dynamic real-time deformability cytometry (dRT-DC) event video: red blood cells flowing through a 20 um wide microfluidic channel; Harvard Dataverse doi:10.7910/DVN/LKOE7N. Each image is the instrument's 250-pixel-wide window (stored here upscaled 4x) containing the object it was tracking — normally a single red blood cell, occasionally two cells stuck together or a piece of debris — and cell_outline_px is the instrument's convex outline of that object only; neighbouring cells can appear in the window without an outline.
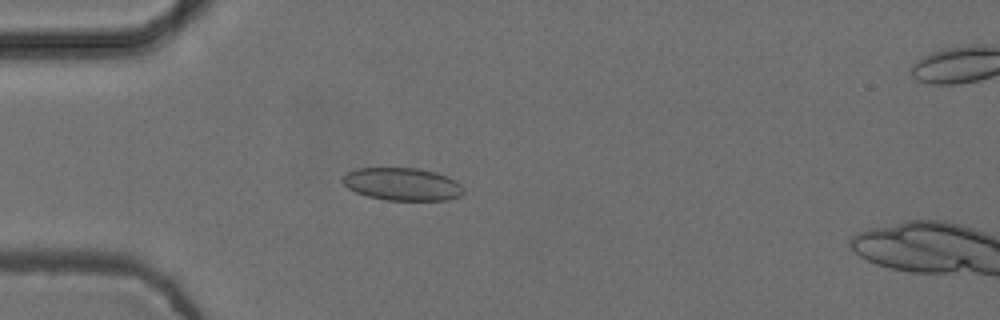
{"species": "common noctule bat (a hibernating species)", "species_latin": "Nyctalus noctula", "temperature_condition": "cold", "stored_images_in_passage": 54, "camera_frame_rate_fps": 3000, "um_per_image_px": 0.085, "animal": {"sex": "female", "body_mass_g": 24.6, "forearm_length_mm": 56.2}, "frame": {"image": 1, "passage_image": 15, "time_ms": 4.667, "image_size_px": [1000, 320], "cell_outline_px": [[464, 192], [460, 196], [448, 200], [384, 200], [368, 196], [356, 192], [348, 188], [340, 180], [348, 172], [356, 168], [416, 168], [436, 172], [448, 176], [456, 180], [464, 188]], "centroid_in_image_um": [34.21, 15.65], "position_along_channel_um": 50.8, "area_um2": 23.18}}
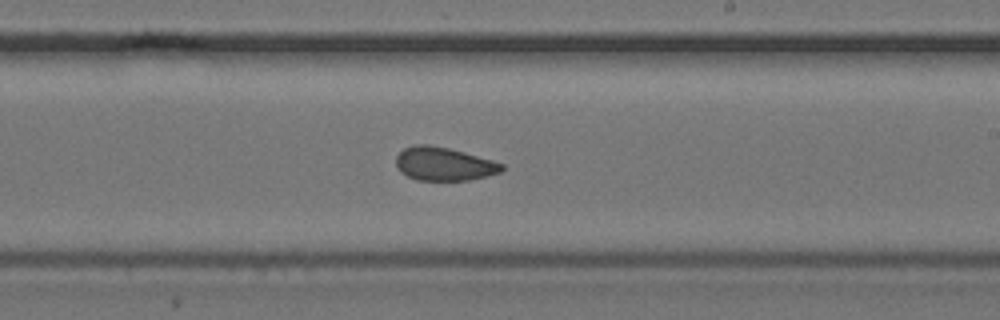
{"frame": {"image": 2, "passage_image": 32, "time_ms": 10.333, "image_size_px": [1000, 320], "cell_outline_px": [[504, 168], [500, 172], [488, 176], [468, 180], [416, 180], [400, 172], [396, 168], [396, 156], [404, 148], [416, 144], [428, 144], [448, 148], [464, 152], [492, 160], [504, 164]], "centroid_in_image_um": [37.71, 13.93], "position_along_channel_um": 251.3, "area_um2": 20.63}}
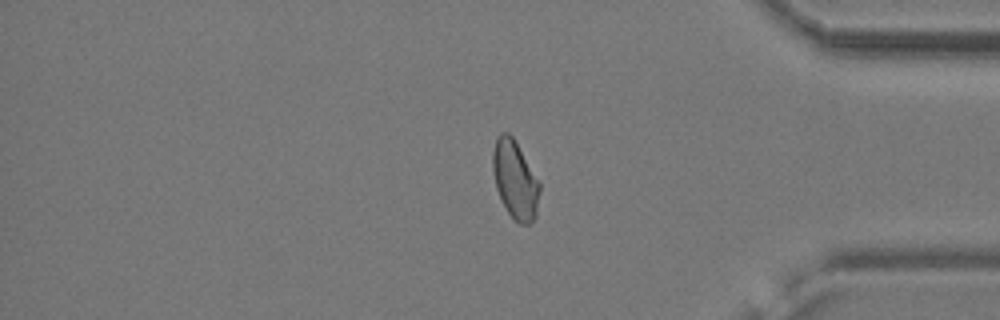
{"frame": {"image": 3, "passage_image": 45, "time_ms": 14.667, "image_size_px": [1000, 320], "cell_outline_px": [[540, 192], [536, 216], [532, 224], [520, 224], [508, 212], [500, 200], [496, 188], [492, 168], [492, 152], [496, 136], [500, 132], [508, 132], [512, 136], [540, 180]], "centroid_in_image_um": [43.79, 15.26], "position_along_channel_um": 391.4, "area_um2": 21.73}, "authors_computed_cell_mechanics": {"area_um2": 21.4438, "velocity_mm_per_s": 3.751, "shape_relaxation_time_tau1_ms": null, "shape_relaxation_time_tau2_ms": 1.5855, "deformation_change_tau1": null, "deformation_change_tau2": 0.0605}}